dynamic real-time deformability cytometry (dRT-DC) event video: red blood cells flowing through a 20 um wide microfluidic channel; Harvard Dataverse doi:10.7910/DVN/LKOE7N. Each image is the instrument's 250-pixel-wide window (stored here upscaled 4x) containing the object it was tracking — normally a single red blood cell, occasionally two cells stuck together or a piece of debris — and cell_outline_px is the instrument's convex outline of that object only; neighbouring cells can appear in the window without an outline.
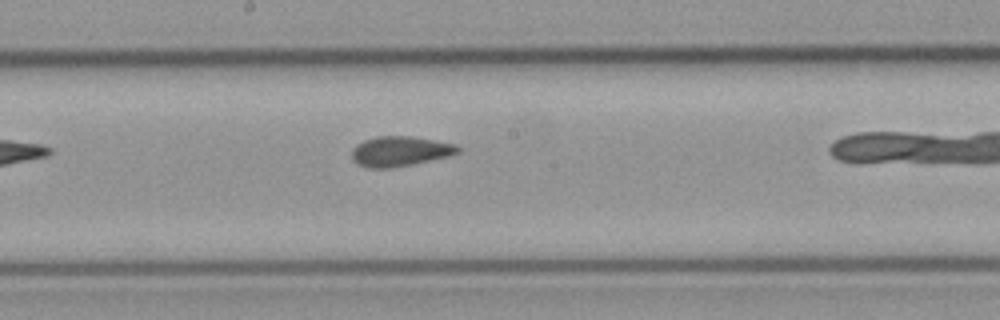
{"species": "common noctule bat (a hibernating species)", "species_latin": "Nyctalus noctula", "temperature_condition": "cold", "stored_images_in_passage": 13, "camera_frame_rate_fps": 3000, "um_per_image_px": 0.085, "animal": {"sex": "male", "body_mass_g": 23.1, "forearm_length_mm": 52.7}, "frame": {"image": 1, "passage_image": 9, "time_ms": 2.667, "image_size_px": [1000, 320], "cell_outline_px": [[460, 152], [448, 156], [412, 164], [392, 168], [372, 168], [360, 164], [352, 160], [352, 148], [356, 144], [364, 140], [376, 136], [412, 136], [456, 144], [460, 148]], "centroid_in_image_um": [34.0, 12.85], "position_along_channel_um": 214.2, "area_um2": 18.5}}